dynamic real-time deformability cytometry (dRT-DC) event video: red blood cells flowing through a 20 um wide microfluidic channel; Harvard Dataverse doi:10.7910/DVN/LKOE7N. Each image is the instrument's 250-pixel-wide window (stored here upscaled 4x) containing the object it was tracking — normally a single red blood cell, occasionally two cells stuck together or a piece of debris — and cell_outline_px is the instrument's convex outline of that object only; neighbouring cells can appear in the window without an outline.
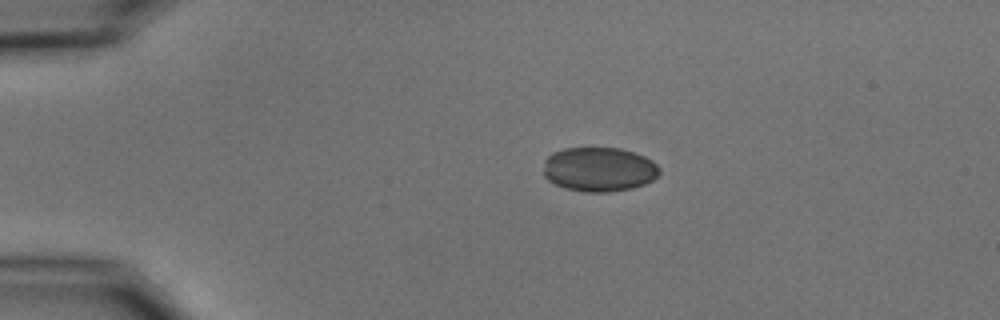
{"species": "common noctule bat (a hibernating species)", "species_latin": "Nyctalus noctula", "temperature_condition": "cold", "stored_images_in_passage": 5, "camera_frame_rate_fps": 3000, "um_per_image_px": 0.085, "animal": {"sex": "male", "body_mass_g": 15.6}, "frame": {"image": 1, "passage_image": 3, "time_ms": 2.333, "image_size_px": [1000, 320], "cell_outline_px": [[660, 172], [652, 180], [644, 184], [632, 188], [608, 192], [584, 192], [568, 188], [556, 184], [548, 180], [544, 176], [544, 160], [552, 152], [564, 148], [620, 148], [644, 156], [652, 160], [660, 168]], "centroid_in_image_um": [50.91, 14.39], "position_along_channel_um": 34.1, "area_um2": 29.94}}
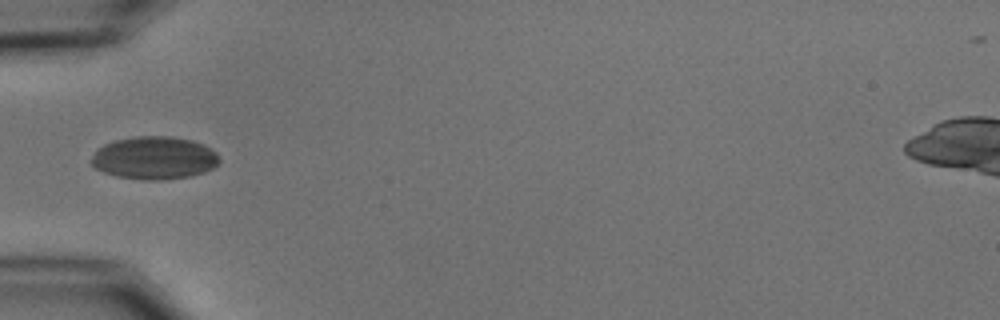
{"frame": {"image": 2, "passage_image": 5, "time_ms": 4.667, "image_size_px": [1000, 320], "cell_outline_px": [[220, 164], [204, 172], [188, 176], [160, 180], [144, 180], [116, 176], [104, 172], [96, 168], [88, 160], [96, 148], [104, 144], [116, 140], [136, 136], [172, 136], [192, 140], [204, 144], [212, 148], [216, 152], [220, 160]], "centroid_in_image_um": [13.11, 13.41], "position_along_channel_um": 71.9, "area_um2": 32.25}}